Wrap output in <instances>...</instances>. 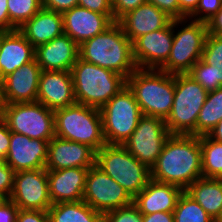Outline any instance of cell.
I'll return each instance as SVG.
<instances>
[{"label":"cell","mask_w":222,"mask_h":222,"mask_svg":"<svg viewBox=\"0 0 222 222\" xmlns=\"http://www.w3.org/2000/svg\"><path fill=\"white\" fill-rule=\"evenodd\" d=\"M2 119L11 132L31 139L55 137L54 111L39 102L5 104Z\"/></svg>","instance_id":"obj_9"},{"label":"cell","mask_w":222,"mask_h":222,"mask_svg":"<svg viewBox=\"0 0 222 222\" xmlns=\"http://www.w3.org/2000/svg\"><path fill=\"white\" fill-rule=\"evenodd\" d=\"M201 177L200 136L170 135L150 169V178L185 190Z\"/></svg>","instance_id":"obj_1"},{"label":"cell","mask_w":222,"mask_h":222,"mask_svg":"<svg viewBox=\"0 0 222 222\" xmlns=\"http://www.w3.org/2000/svg\"><path fill=\"white\" fill-rule=\"evenodd\" d=\"M141 112L164 120L170 115L175 92V75L160 69L137 68L127 79Z\"/></svg>","instance_id":"obj_3"},{"label":"cell","mask_w":222,"mask_h":222,"mask_svg":"<svg viewBox=\"0 0 222 222\" xmlns=\"http://www.w3.org/2000/svg\"><path fill=\"white\" fill-rule=\"evenodd\" d=\"M78 6L101 14H113L112 0H78Z\"/></svg>","instance_id":"obj_39"},{"label":"cell","mask_w":222,"mask_h":222,"mask_svg":"<svg viewBox=\"0 0 222 222\" xmlns=\"http://www.w3.org/2000/svg\"><path fill=\"white\" fill-rule=\"evenodd\" d=\"M18 30L36 48L64 33L62 13L42 7L30 20L19 27Z\"/></svg>","instance_id":"obj_25"},{"label":"cell","mask_w":222,"mask_h":222,"mask_svg":"<svg viewBox=\"0 0 222 222\" xmlns=\"http://www.w3.org/2000/svg\"><path fill=\"white\" fill-rule=\"evenodd\" d=\"M76 103L102 108L126 86V78L77 58L70 70Z\"/></svg>","instance_id":"obj_4"},{"label":"cell","mask_w":222,"mask_h":222,"mask_svg":"<svg viewBox=\"0 0 222 222\" xmlns=\"http://www.w3.org/2000/svg\"><path fill=\"white\" fill-rule=\"evenodd\" d=\"M200 146L203 177L222 179V143L202 135Z\"/></svg>","instance_id":"obj_29"},{"label":"cell","mask_w":222,"mask_h":222,"mask_svg":"<svg viewBox=\"0 0 222 222\" xmlns=\"http://www.w3.org/2000/svg\"><path fill=\"white\" fill-rule=\"evenodd\" d=\"M146 2L147 0H112L114 21L118 22L125 14Z\"/></svg>","instance_id":"obj_37"},{"label":"cell","mask_w":222,"mask_h":222,"mask_svg":"<svg viewBox=\"0 0 222 222\" xmlns=\"http://www.w3.org/2000/svg\"><path fill=\"white\" fill-rule=\"evenodd\" d=\"M11 131L6 122L0 119V158L6 159L10 147Z\"/></svg>","instance_id":"obj_43"},{"label":"cell","mask_w":222,"mask_h":222,"mask_svg":"<svg viewBox=\"0 0 222 222\" xmlns=\"http://www.w3.org/2000/svg\"><path fill=\"white\" fill-rule=\"evenodd\" d=\"M55 136L86 144L96 152L106 142L103 136L100 110L75 103L54 111Z\"/></svg>","instance_id":"obj_5"},{"label":"cell","mask_w":222,"mask_h":222,"mask_svg":"<svg viewBox=\"0 0 222 222\" xmlns=\"http://www.w3.org/2000/svg\"><path fill=\"white\" fill-rule=\"evenodd\" d=\"M102 222H143V214L132 203L103 213Z\"/></svg>","instance_id":"obj_34"},{"label":"cell","mask_w":222,"mask_h":222,"mask_svg":"<svg viewBox=\"0 0 222 222\" xmlns=\"http://www.w3.org/2000/svg\"><path fill=\"white\" fill-rule=\"evenodd\" d=\"M208 33L222 35V8L207 22Z\"/></svg>","instance_id":"obj_45"},{"label":"cell","mask_w":222,"mask_h":222,"mask_svg":"<svg viewBox=\"0 0 222 222\" xmlns=\"http://www.w3.org/2000/svg\"><path fill=\"white\" fill-rule=\"evenodd\" d=\"M87 173L88 168L80 167L47 170L52 204L82 201Z\"/></svg>","instance_id":"obj_21"},{"label":"cell","mask_w":222,"mask_h":222,"mask_svg":"<svg viewBox=\"0 0 222 222\" xmlns=\"http://www.w3.org/2000/svg\"><path fill=\"white\" fill-rule=\"evenodd\" d=\"M4 105L5 103L3 100L2 86L0 82V119L3 117Z\"/></svg>","instance_id":"obj_49"},{"label":"cell","mask_w":222,"mask_h":222,"mask_svg":"<svg viewBox=\"0 0 222 222\" xmlns=\"http://www.w3.org/2000/svg\"><path fill=\"white\" fill-rule=\"evenodd\" d=\"M207 94L188 73L175 75L173 105L165 120L171 135L197 136V119Z\"/></svg>","instance_id":"obj_6"},{"label":"cell","mask_w":222,"mask_h":222,"mask_svg":"<svg viewBox=\"0 0 222 222\" xmlns=\"http://www.w3.org/2000/svg\"><path fill=\"white\" fill-rule=\"evenodd\" d=\"M208 136L217 141L222 143V119L219 123L212 129V131L208 134Z\"/></svg>","instance_id":"obj_48"},{"label":"cell","mask_w":222,"mask_h":222,"mask_svg":"<svg viewBox=\"0 0 222 222\" xmlns=\"http://www.w3.org/2000/svg\"><path fill=\"white\" fill-rule=\"evenodd\" d=\"M35 58V48L18 30L0 32L1 81Z\"/></svg>","instance_id":"obj_23"},{"label":"cell","mask_w":222,"mask_h":222,"mask_svg":"<svg viewBox=\"0 0 222 222\" xmlns=\"http://www.w3.org/2000/svg\"><path fill=\"white\" fill-rule=\"evenodd\" d=\"M106 144L123 145L143 116L133 92L126 85L99 109Z\"/></svg>","instance_id":"obj_8"},{"label":"cell","mask_w":222,"mask_h":222,"mask_svg":"<svg viewBox=\"0 0 222 222\" xmlns=\"http://www.w3.org/2000/svg\"><path fill=\"white\" fill-rule=\"evenodd\" d=\"M14 175L13 169L0 158V197L2 199L10 198L14 186Z\"/></svg>","instance_id":"obj_36"},{"label":"cell","mask_w":222,"mask_h":222,"mask_svg":"<svg viewBox=\"0 0 222 222\" xmlns=\"http://www.w3.org/2000/svg\"><path fill=\"white\" fill-rule=\"evenodd\" d=\"M49 141L11 132L5 162L14 172L45 168Z\"/></svg>","instance_id":"obj_18"},{"label":"cell","mask_w":222,"mask_h":222,"mask_svg":"<svg viewBox=\"0 0 222 222\" xmlns=\"http://www.w3.org/2000/svg\"><path fill=\"white\" fill-rule=\"evenodd\" d=\"M7 5L10 31H13L30 20L42 8V0H7Z\"/></svg>","instance_id":"obj_31"},{"label":"cell","mask_w":222,"mask_h":222,"mask_svg":"<svg viewBox=\"0 0 222 222\" xmlns=\"http://www.w3.org/2000/svg\"><path fill=\"white\" fill-rule=\"evenodd\" d=\"M170 135L164 119L143 115L136 129L123 146L141 163L151 169Z\"/></svg>","instance_id":"obj_11"},{"label":"cell","mask_w":222,"mask_h":222,"mask_svg":"<svg viewBox=\"0 0 222 222\" xmlns=\"http://www.w3.org/2000/svg\"><path fill=\"white\" fill-rule=\"evenodd\" d=\"M79 57L126 79L138 68L133 56V43L118 22L79 45Z\"/></svg>","instance_id":"obj_2"},{"label":"cell","mask_w":222,"mask_h":222,"mask_svg":"<svg viewBox=\"0 0 222 222\" xmlns=\"http://www.w3.org/2000/svg\"><path fill=\"white\" fill-rule=\"evenodd\" d=\"M7 0H0V32L10 31V18Z\"/></svg>","instance_id":"obj_47"},{"label":"cell","mask_w":222,"mask_h":222,"mask_svg":"<svg viewBox=\"0 0 222 222\" xmlns=\"http://www.w3.org/2000/svg\"><path fill=\"white\" fill-rule=\"evenodd\" d=\"M143 222H174L173 212H155L143 215Z\"/></svg>","instance_id":"obj_46"},{"label":"cell","mask_w":222,"mask_h":222,"mask_svg":"<svg viewBox=\"0 0 222 222\" xmlns=\"http://www.w3.org/2000/svg\"><path fill=\"white\" fill-rule=\"evenodd\" d=\"M214 219L222 211V179L201 177L185 190Z\"/></svg>","instance_id":"obj_26"},{"label":"cell","mask_w":222,"mask_h":222,"mask_svg":"<svg viewBox=\"0 0 222 222\" xmlns=\"http://www.w3.org/2000/svg\"><path fill=\"white\" fill-rule=\"evenodd\" d=\"M215 222H222V211L220 215L216 218Z\"/></svg>","instance_id":"obj_50"},{"label":"cell","mask_w":222,"mask_h":222,"mask_svg":"<svg viewBox=\"0 0 222 222\" xmlns=\"http://www.w3.org/2000/svg\"><path fill=\"white\" fill-rule=\"evenodd\" d=\"M19 208L10 199L0 200V222H16Z\"/></svg>","instance_id":"obj_41"},{"label":"cell","mask_w":222,"mask_h":222,"mask_svg":"<svg viewBox=\"0 0 222 222\" xmlns=\"http://www.w3.org/2000/svg\"><path fill=\"white\" fill-rule=\"evenodd\" d=\"M189 22L173 34L172 48L161 71L171 75L186 74L201 59L208 35L207 23L194 20Z\"/></svg>","instance_id":"obj_10"},{"label":"cell","mask_w":222,"mask_h":222,"mask_svg":"<svg viewBox=\"0 0 222 222\" xmlns=\"http://www.w3.org/2000/svg\"><path fill=\"white\" fill-rule=\"evenodd\" d=\"M174 222H214L215 220L185 191L173 211Z\"/></svg>","instance_id":"obj_30"},{"label":"cell","mask_w":222,"mask_h":222,"mask_svg":"<svg viewBox=\"0 0 222 222\" xmlns=\"http://www.w3.org/2000/svg\"><path fill=\"white\" fill-rule=\"evenodd\" d=\"M78 6V0H42V7L48 10L63 13Z\"/></svg>","instance_id":"obj_42"},{"label":"cell","mask_w":222,"mask_h":222,"mask_svg":"<svg viewBox=\"0 0 222 222\" xmlns=\"http://www.w3.org/2000/svg\"><path fill=\"white\" fill-rule=\"evenodd\" d=\"M96 165L119 183L132 198L151 179L150 169L123 145L105 144L96 152Z\"/></svg>","instance_id":"obj_7"},{"label":"cell","mask_w":222,"mask_h":222,"mask_svg":"<svg viewBox=\"0 0 222 222\" xmlns=\"http://www.w3.org/2000/svg\"><path fill=\"white\" fill-rule=\"evenodd\" d=\"M19 209L48 211L52 206L47 169L15 172L14 186L9 198Z\"/></svg>","instance_id":"obj_14"},{"label":"cell","mask_w":222,"mask_h":222,"mask_svg":"<svg viewBox=\"0 0 222 222\" xmlns=\"http://www.w3.org/2000/svg\"><path fill=\"white\" fill-rule=\"evenodd\" d=\"M50 222H102V213L86 202L55 203L48 210Z\"/></svg>","instance_id":"obj_27"},{"label":"cell","mask_w":222,"mask_h":222,"mask_svg":"<svg viewBox=\"0 0 222 222\" xmlns=\"http://www.w3.org/2000/svg\"><path fill=\"white\" fill-rule=\"evenodd\" d=\"M173 19L155 5L145 3L125 14L118 23L125 35L133 43L138 37L152 31L163 29Z\"/></svg>","instance_id":"obj_22"},{"label":"cell","mask_w":222,"mask_h":222,"mask_svg":"<svg viewBox=\"0 0 222 222\" xmlns=\"http://www.w3.org/2000/svg\"><path fill=\"white\" fill-rule=\"evenodd\" d=\"M222 119V87L208 92L197 119V136L208 135Z\"/></svg>","instance_id":"obj_28"},{"label":"cell","mask_w":222,"mask_h":222,"mask_svg":"<svg viewBox=\"0 0 222 222\" xmlns=\"http://www.w3.org/2000/svg\"><path fill=\"white\" fill-rule=\"evenodd\" d=\"M63 31L78 45L103 33L114 21V14H101L75 6L62 13Z\"/></svg>","instance_id":"obj_16"},{"label":"cell","mask_w":222,"mask_h":222,"mask_svg":"<svg viewBox=\"0 0 222 222\" xmlns=\"http://www.w3.org/2000/svg\"><path fill=\"white\" fill-rule=\"evenodd\" d=\"M201 59L206 64L216 67V82L222 86V35L208 33Z\"/></svg>","instance_id":"obj_32"},{"label":"cell","mask_w":222,"mask_h":222,"mask_svg":"<svg viewBox=\"0 0 222 222\" xmlns=\"http://www.w3.org/2000/svg\"><path fill=\"white\" fill-rule=\"evenodd\" d=\"M183 191L176 185L150 179L146 187L133 198V203L143 215L173 212Z\"/></svg>","instance_id":"obj_24"},{"label":"cell","mask_w":222,"mask_h":222,"mask_svg":"<svg viewBox=\"0 0 222 222\" xmlns=\"http://www.w3.org/2000/svg\"><path fill=\"white\" fill-rule=\"evenodd\" d=\"M147 3L155 5L158 9L165 12L173 20L179 19L178 0H147Z\"/></svg>","instance_id":"obj_40"},{"label":"cell","mask_w":222,"mask_h":222,"mask_svg":"<svg viewBox=\"0 0 222 222\" xmlns=\"http://www.w3.org/2000/svg\"><path fill=\"white\" fill-rule=\"evenodd\" d=\"M221 8L222 0H199L196 10L188 18L207 23Z\"/></svg>","instance_id":"obj_35"},{"label":"cell","mask_w":222,"mask_h":222,"mask_svg":"<svg viewBox=\"0 0 222 222\" xmlns=\"http://www.w3.org/2000/svg\"><path fill=\"white\" fill-rule=\"evenodd\" d=\"M188 18L173 20L163 29L149 32L133 42V56L140 69H160L168 60L175 28Z\"/></svg>","instance_id":"obj_13"},{"label":"cell","mask_w":222,"mask_h":222,"mask_svg":"<svg viewBox=\"0 0 222 222\" xmlns=\"http://www.w3.org/2000/svg\"><path fill=\"white\" fill-rule=\"evenodd\" d=\"M36 101L53 111L75 104L71 72L42 70Z\"/></svg>","instance_id":"obj_19"},{"label":"cell","mask_w":222,"mask_h":222,"mask_svg":"<svg viewBox=\"0 0 222 222\" xmlns=\"http://www.w3.org/2000/svg\"><path fill=\"white\" fill-rule=\"evenodd\" d=\"M215 68L200 59L188 73L207 92L215 91L222 86L216 82Z\"/></svg>","instance_id":"obj_33"},{"label":"cell","mask_w":222,"mask_h":222,"mask_svg":"<svg viewBox=\"0 0 222 222\" xmlns=\"http://www.w3.org/2000/svg\"><path fill=\"white\" fill-rule=\"evenodd\" d=\"M41 68L35 58L1 81L5 104L36 102Z\"/></svg>","instance_id":"obj_17"},{"label":"cell","mask_w":222,"mask_h":222,"mask_svg":"<svg viewBox=\"0 0 222 222\" xmlns=\"http://www.w3.org/2000/svg\"><path fill=\"white\" fill-rule=\"evenodd\" d=\"M83 201L102 214L133 203L129 193L96 164L88 169Z\"/></svg>","instance_id":"obj_12"},{"label":"cell","mask_w":222,"mask_h":222,"mask_svg":"<svg viewBox=\"0 0 222 222\" xmlns=\"http://www.w3.org/2000/svg\"><path fill=\"white\" fill-rule=\"evenodd\" d=\"M78 57L79 45L65 33L35 48V60L45 71H70Z\"/></svg>","instance_id":"obj_20"},{"label":"cell","mask_w":222,"mask_h":222,"mask_svg":"<svg viewBox=\"0 0 222 222\" xmlns=\"http://www.w3.org/2000/svg\"><path fill=\"white\" fill-rule=\"evenodd\" d=\"M96 164V151L90 146L53 137L48 143L45 169L61 170L71 167L91 168Z\"/></svg>","instance_id":"obj_15"},{"label":"cell","mask_w":222,"mask_h":222,"mask_svg":"<svg viewBox=\"0 0 222 222\" xmlns=\"http://www.w3.org/2000/svg\"><path fill=\"white\" fill-rule=\"evenodd\" d=\"M16 222H50L48 211L19 209Z\"/></svg>","instance_id":"obj_38"},{"label":"cell","mask_w":222,"mask_h":222,"mask_svg":"<svg viewBox=\"0 0 222 222\" xmlns=\"http://www.w3.org/2000/svg\"><path fill=\"white\" fill-rule=\"evenodd\" d=\"M179 19L188 18L195 10L199 0H178Z\"/></svg>","instance_id":"obj_44"}]
</instances>
